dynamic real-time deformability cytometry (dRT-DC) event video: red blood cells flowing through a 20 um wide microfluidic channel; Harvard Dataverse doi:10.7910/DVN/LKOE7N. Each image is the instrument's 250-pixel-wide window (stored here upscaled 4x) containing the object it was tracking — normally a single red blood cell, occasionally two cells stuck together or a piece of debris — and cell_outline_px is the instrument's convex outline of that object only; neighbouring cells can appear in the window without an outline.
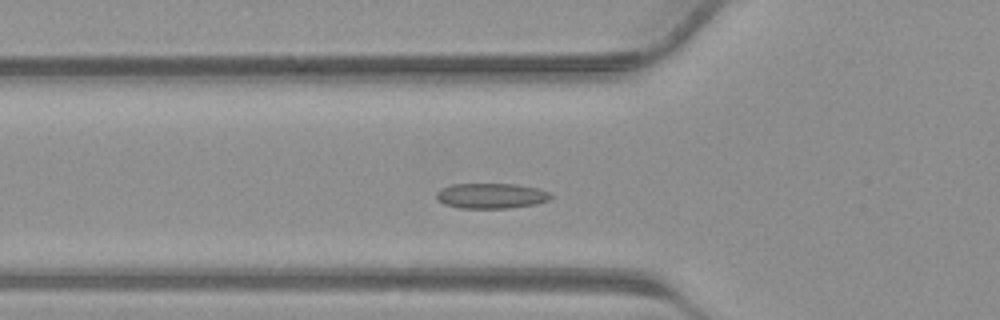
{"species": "common noctule bat (a hibernating species)", "species_latin": "Nyctalus noctula", "temperature_condition": "warm", "stored_images_in_passage": 36, "camera_frame_rate_fps": 3000, "um_per_image_px": 0.085, "animal": {"sex": "male", "body_mass_g": 23.1, "forearm_length_mm": 52.7}, "frame": {"image": 1, "passage_image": 10, "time_ms": 3.0, "image_size_px": [1000, 320], "cell_outline_px": [[552, 196], [548, 200], [536, 204], [508, 208], [460, 208], [444, 204], [436, 200], [436, 192], [440, 188], [452, 184], [516, 184], [536, 188], [552, 192]], "centroid_in_image_um": [41.73, 16.64], "position_along_channel_um": 84.1, "area_um2": 16.99}}
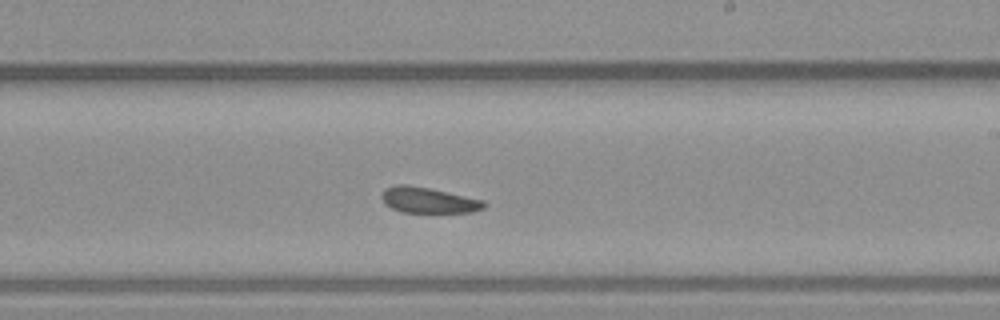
{"frame": {"image": 2, "passage_image": 20, "time_ms": 6.333, "image_size_px": [1000, 320], "cell_outline_px": [[488, 204], [484, 208], [472, 212], [400, 212], [384, 204], [380, 196], [384, 188], [396, 184], [408, 184], [448, 192], [484, 200]], "centroid_in_image_um": [36.38, 17.01], "position_along_channel_um": 252.6, "area_um2": 15.49}}
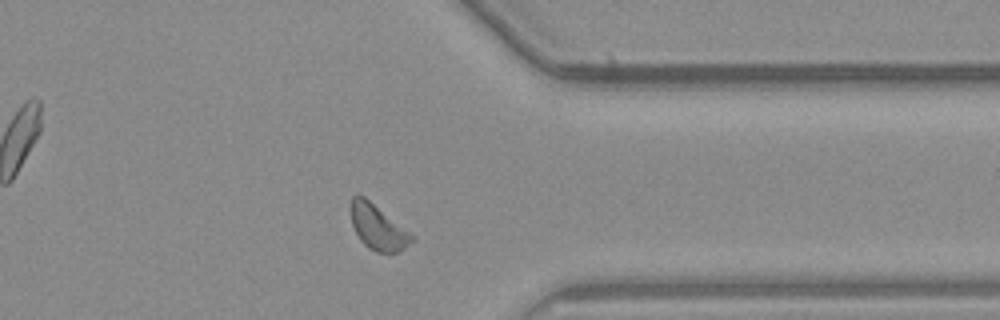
{"frame": {"image": 3, "passage_image": 28, "time_ms": 9.0, "image_size_px": [1000, 320], "cell_outline_px": [[416, 236], [400, 252], [388, 256], [376, 252], [368, 248], [360, 240], [352, 224], [348, 208], [352, 196], [364, 196]], "centroid_in_image_um": [32.11, 19.35], "position_along_channel_um": 379.3, "area_um2": 16.47}}